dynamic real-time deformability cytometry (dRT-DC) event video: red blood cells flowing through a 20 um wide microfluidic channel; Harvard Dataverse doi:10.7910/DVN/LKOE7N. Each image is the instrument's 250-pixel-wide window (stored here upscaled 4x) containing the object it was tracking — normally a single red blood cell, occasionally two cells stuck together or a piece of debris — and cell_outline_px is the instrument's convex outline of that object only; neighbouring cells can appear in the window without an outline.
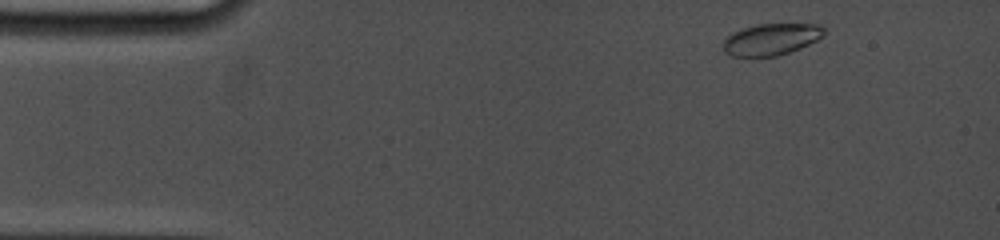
{"species": "common noctule bat (a hibernating species)", "species_latin": "Nyctalus noctula", "temperature_condition": "cold", "stored_images_in_passage": 33, "camera_frame_rate_fps": 5000, "um_per_image_px": 0.085, "animal": {"sex": "female", "body_mass_g": 19.0, "forearm_length_mm": 53.3}, "frame": {"image": 1, "passage_image": 1, "time_ms": 0.0, "image_size_px": [1000, 240], "cell_outline_px": [[828, 32], [824, 36], [800, 48], [776, 56], [728, 56], [724, 52], [724, 40], [732, 32], [756, 24], [816, 24], [828, 28]], "centroid_in_image_um": [65.59, 3.33], "position_along_channel_um": 19.4, "area_um2": 18.67}}
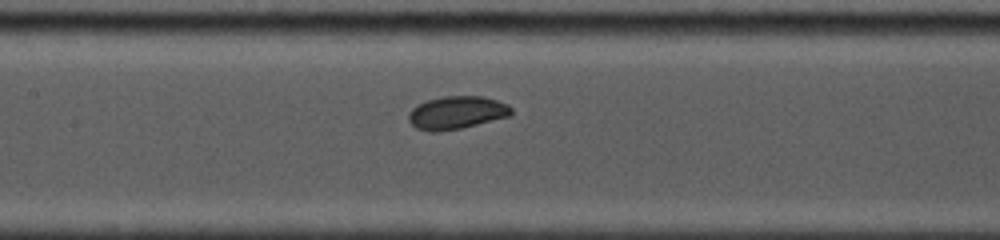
{"frame": {"image": 2, "passage_image": 14, "time_ms": 6.2, "image_size_px": [1000, 240], "cell_outline_px": [[512, 112], [508, 116], [460, 128], [440, 132], [428, 132], [416, 128], [408, 120], [408, 112], [416, 104], [428, 100], [444, 96], [484, 96], [508, 104], [512, 108]], "centroid_in_image_um": [38.77, 9.57], "position_along_channel_um": 168.6, "area_um2": 19.71}}
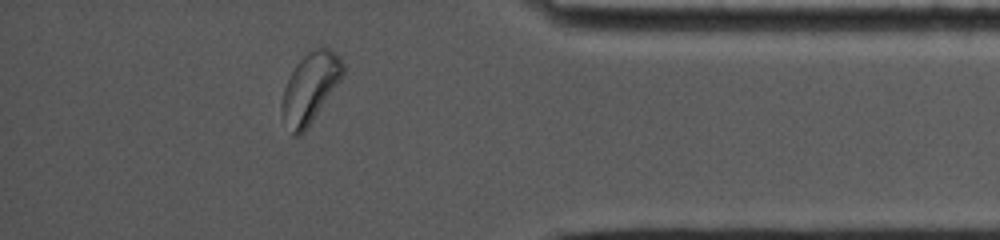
{"frame": {"image": 3, "passage_image": 29, "time_ms": 13.0, "image_size_px": [1000, 240], "cell_outline_px": [[344, 72], [340, 80], [304, 132], [300, 136], [292, 136], [280, 112], [280, 104], [284, 88], [296, 64], [312, 48], [328, 48], [340, 56], [344, 64]], "centroid_in_image_um": [26.34, 7.48], "position_along_channel_um": 408.9, "area_um2": 24.62}, "authors_computed_cell_mechanics": {"area_um2": 19.7098, "velocity_mm_per_s": 3.7288, "shape_relaxation_time_tau1_ms": 1.8116, "shape_relaxation_time_tau2_ms": 5.7695, "deformation_change_tau1": 0.079, "deformation_change_tau2": 0.087}}